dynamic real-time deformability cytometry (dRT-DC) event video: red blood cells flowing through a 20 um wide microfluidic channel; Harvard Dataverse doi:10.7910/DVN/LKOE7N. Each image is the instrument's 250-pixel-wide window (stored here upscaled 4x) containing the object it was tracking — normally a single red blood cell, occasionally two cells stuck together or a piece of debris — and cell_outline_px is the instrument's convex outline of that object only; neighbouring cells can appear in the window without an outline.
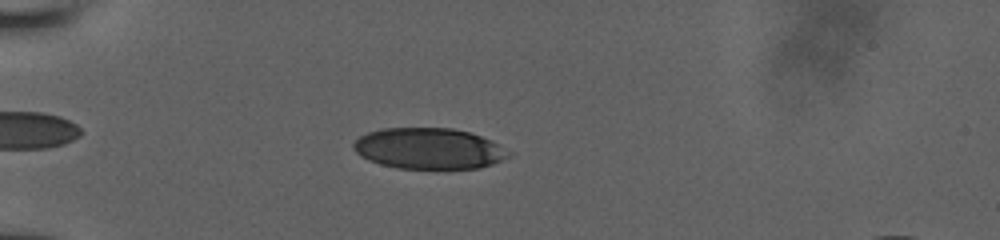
{"species": "human", "species_latin": "Homo sapiens", "temperature_condition": "room temperature", "stored_images_in_passage": 8, "camera_frame_rate_fps": 3000, "um_per_image_px": 0.085, "donor": {"sex": "male"}, "frame": {"image": 1, "passage_image": 5, "time_ms": 4.333, "image_size_px": [1000, 240], "cell_outline_px": [[512, 152], [508, 156], [492, 164], [480, 168], [396, 168], [380, 164], [368, 160], [360, 156], [352, 148], [352, 144], [360, 136], [368, 132], [380, 128], [452, 128], [468, 132], [492, 140]], "centroid_in_image_um": [36.43, 12.62], "position_along_channel_um": 48.6, "area_um2": 37.05}}
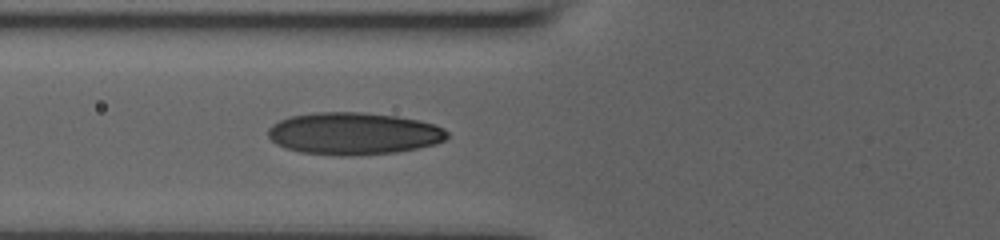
{"frame": {"image": 2, "passage_image": 8, "time_ms": 6.333, "image_size_px": [1000, 240], "cell_outline_px": [[448, 136], [444, 140], [436, 144], [396, 152], [348, 156], [344, 156], [300, 152], [284, 148], [276, 144], [268, 136], [268, 128], [272, 124], [288, 116], [312, 112], [364, 112], [396, 116], [420, 120], [444, 128], [448, 132]], "centroid_in_image_um": [30.03, 11.34], "position_along_channel_um": 95.8, "area_um2": 44.27}}